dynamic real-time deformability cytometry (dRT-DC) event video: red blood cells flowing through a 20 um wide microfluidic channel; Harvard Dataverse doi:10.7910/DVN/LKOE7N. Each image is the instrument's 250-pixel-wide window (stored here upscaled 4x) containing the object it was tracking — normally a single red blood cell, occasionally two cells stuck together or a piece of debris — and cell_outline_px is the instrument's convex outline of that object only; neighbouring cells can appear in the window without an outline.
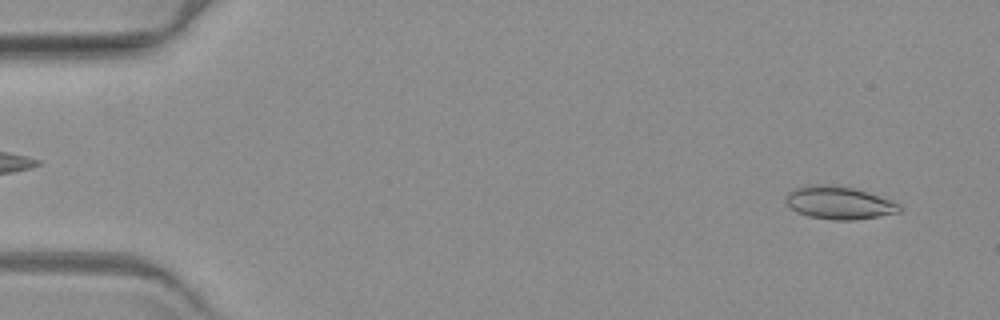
{"species": "common noctule bat (a hibernating species)", "species_latin": "Nyctalus noctula", "temperature_condition": "warm", "stored_images_in_passage": 6, "camera_frame_rate_fps": 3000, "um_per_image_px": 0.085, "animal": {"sex": "female", "body_mass_g": 19.3, "forearm_length_mm": 54.1}, "frame": {"image": 1, "passage_image": 1, "time_ms": 0.0, "image_size_px": [1000, 320], "cell_outline_px": [[904, 208], [900, 212], [856, 220], [832, 220], [808, 216], [796, 212], [788, 208], [784, 204], [784, 196], [788, 192], [796, 188], [816, 184], [820, 184], [852, 188], [892, 200], [900, 204]], "centroid_in_image_um": [71.28, 17.26], "position_along_channel_um": 13.7, "area_um2": 21.85}}
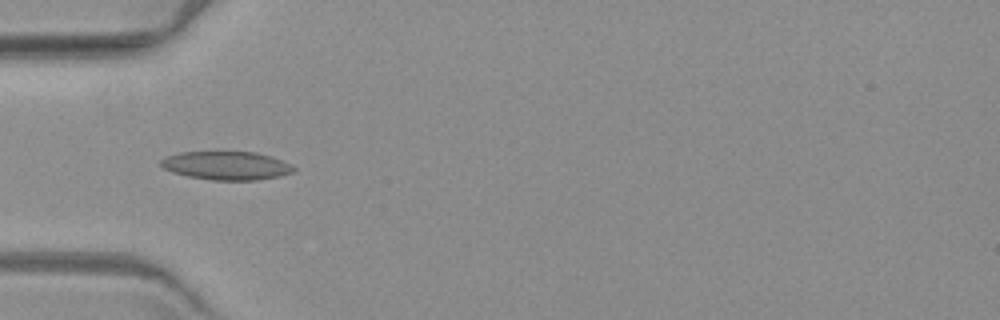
{"frame": {"image": 2, "passage_image": 5, "time_ms": 5.0, "image_size_px": [1000, 320], "cell_outline_px": [[296, 172], [280, 176], [256, 180], [212, 180], [188, 176], [172, 172], [164, 168], [160, 164], [160, 160], [164, 156], [180, 152], [256, 152], [272, 156], [296, 168]], "centroid_in_image_um": [19.24, 14.07], "position_along_channel_um": 65.8, "area_um2": 22.08}}
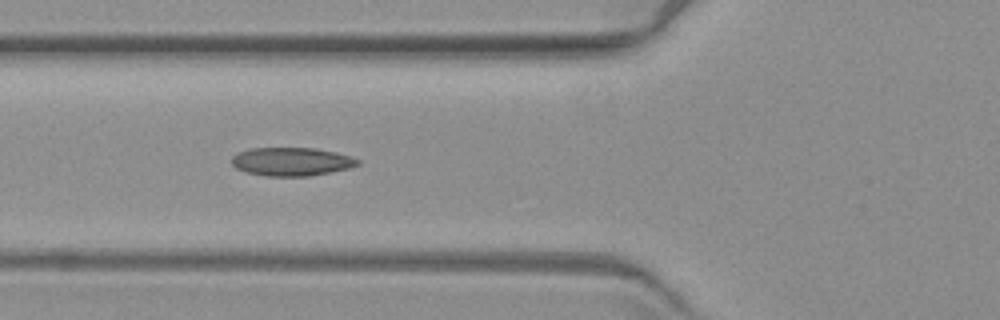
{"frame": {"image": 3, "passage_image": 6, "time_ms": 6.0, "image_size_px": [1000, 320], "cell_outline_px": [[360, 164], [352, 168], [308, 176], [264, 176], [244, 172], [236, 168], [232, 164], [232, 156], [236, 152], [248, 148], [316, 148], [336, 152], [352, 156], [360, 160]], "centroid_in_image_um": [24.78, 13.73], "position_along_channel_um": 101.0, "area_um2": 21.21}}